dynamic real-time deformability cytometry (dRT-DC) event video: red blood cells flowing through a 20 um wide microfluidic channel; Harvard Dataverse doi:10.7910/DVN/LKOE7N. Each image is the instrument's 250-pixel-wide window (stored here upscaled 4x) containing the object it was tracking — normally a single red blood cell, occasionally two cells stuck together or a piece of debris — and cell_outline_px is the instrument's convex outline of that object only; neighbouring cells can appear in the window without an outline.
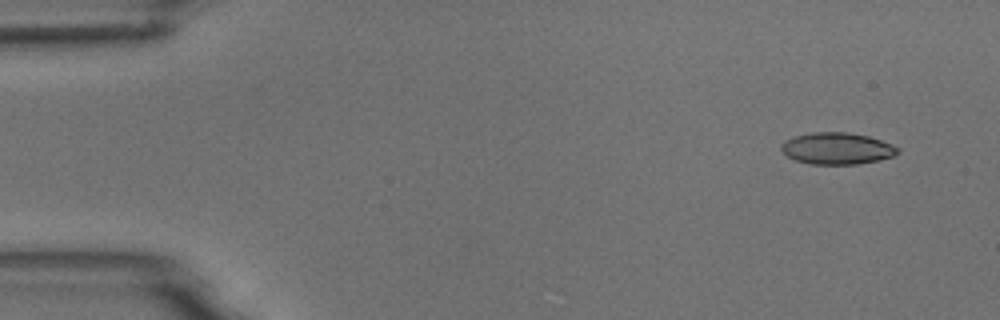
{"species": "common noctule bat (a hibernating species)", "species_latin": "Nyctalus noctula", "temperature_condition": "room temperature", "stored_images_in_passage": 6, "segment_of_instrument_passage": [2, 2], "camera_frame_rate_fps": 3000, "um_per_image_px": 0.085, "animal": {"sex": "male", "body_mass_g": 18.8}, "frame": {"image": 1, "passage_image": 6, "time_ms": 6.0, "image_size_px": [1000, 320], "cell_outline_px": [[900, 152], [892, 156], [880, 160], [856, 164], [812, 164], [796, 160], [788, 156], [780, 148], [780, 144], [784, 140], [796, 136], [812, 132], [848, 132], [868, 136], [892, 144], [900, 148]], "centroid_in_image_um": [71.16, 12.61], "position_along_channel_um": 13.8, "area_um2": 21.5}}